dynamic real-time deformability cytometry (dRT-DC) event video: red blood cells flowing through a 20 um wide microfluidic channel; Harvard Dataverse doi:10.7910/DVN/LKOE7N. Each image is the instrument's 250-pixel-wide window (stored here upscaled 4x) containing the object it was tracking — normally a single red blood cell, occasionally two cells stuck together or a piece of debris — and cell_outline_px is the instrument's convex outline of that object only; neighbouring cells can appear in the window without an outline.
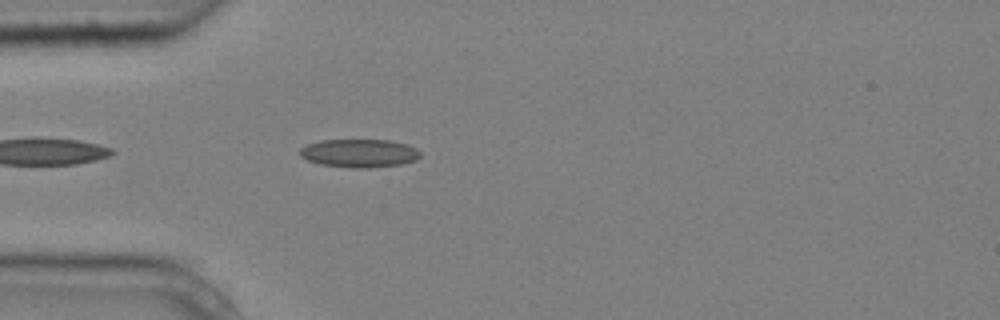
{"species": "common noctule bat (a hibernating species)", "species_latin": "Nyctalus noctula", "temperature_condition": "cold", "stored_images_in_passage": 4, "camera_frame_rate_fps": 3000, "um_per_image_px": 0.085, "animal": {"sex": "male", "body_mass_g": 20.4}, "frame": {"image": 1, "passage_image": 4, "time_ms": 1.0, "image_size_px": [1000, 320], "cell_outline_px": [[420, 156], [416, 160], [400, 164], [368, 168], [352, 168], [320, 164], [308, 160], [300, 156], [300, 148], [308, 144], [320, 140], [388, 140], [408, 144], [416, 148], [420, 152]], "centroid_in_image_um": [30.54, 13.02], "position_along_channel_um": 54.5, "area_um2": 19.83}}